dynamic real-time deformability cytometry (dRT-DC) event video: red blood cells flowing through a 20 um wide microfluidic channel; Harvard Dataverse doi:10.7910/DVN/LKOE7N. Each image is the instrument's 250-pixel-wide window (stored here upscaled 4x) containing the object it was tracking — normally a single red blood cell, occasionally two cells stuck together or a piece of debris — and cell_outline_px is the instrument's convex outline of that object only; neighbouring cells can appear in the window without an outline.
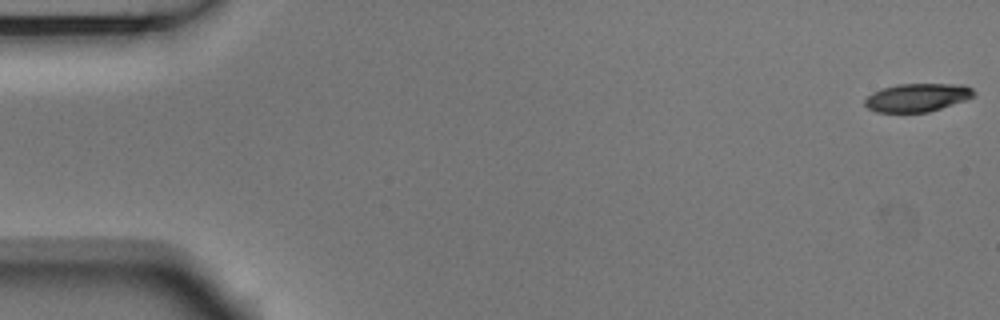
{"species": "Egyptian fruit bat (a non-hibernating species)", "species_latin": "Rousettus aegyptiacus", "temperature_condition": "room temperature", "stored_images_in_passage": 54, "camera_frame_rate_fps": 3000, "um_per_image_px": 0.085, "animal": {"sex": "male"}, "frame": {"image": 1, "passage_image": 1, "time_ms": 0.0, "image_size_px": [1000, 320], "cell_outline_px": [[976, 96], [928, 112], [876, 112], [868, 108], [864, 104], [864, 100], [872, 92], [884, 88], [900, 84], [964, 84], [972, 88], [976, 92]], "centroid_in_image_um": [77.98, 8.28], "position_along_channel_um": 7.0, "area_um2": 17.86}}
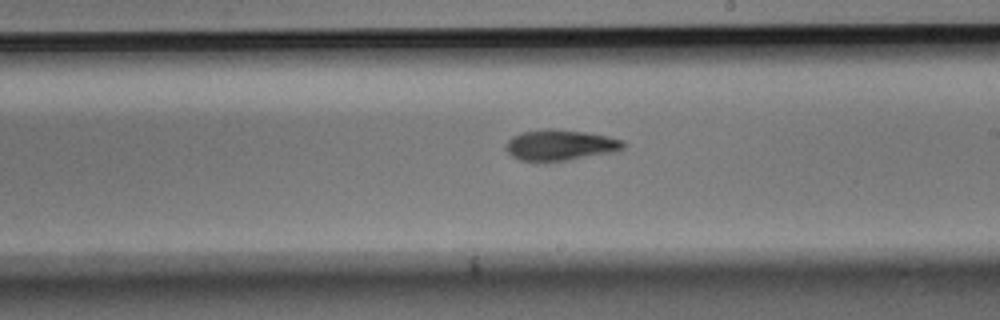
{"frame": {"image": 2, "passage_image": 31, "time_ms": 10.0, "image_size_px": [1000, 320], "cell_outline_px": [[628, 144], [624, 148], [612, 152], [568, 160], [536, 164], [520, 160], [512, 156], [508, 152], [508, 140], [512, 136], [524, 132], [548, 128], [552, 128], [584, 132], [608, 136], [624, 140]], "centroid_in_image_um": [47.63, 12.36], "position_along_channel_um": 241.4, "area_um2": 21.39}}
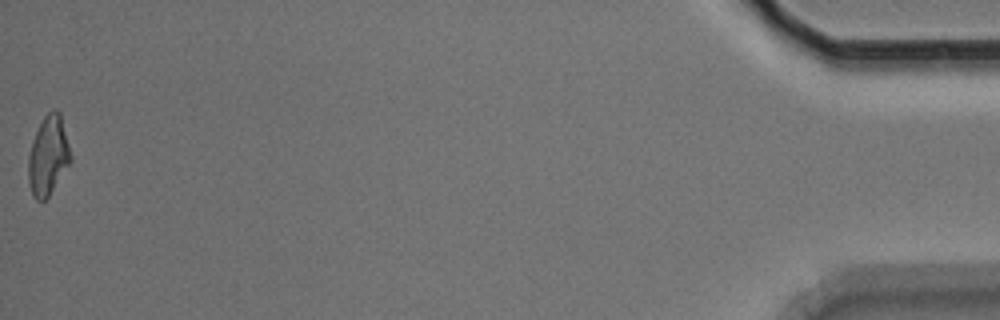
{"frame": {"image": 3, "passage_image": 54, "time_ms": 17.667, "image_size_px": [1000, 320], "cell_outline_px": [[72, 160], [48, 196], [44, 200], [36, 200], [32, 196], [28, 180], [28, 156], [32, 140], [44, 116], [48, 112], [56, 108], [60, 112], [72, 156]], "centroid_in_image_um": [4.09, 13.22], "position_along_channel_um": 431.1, "area_um2": 19.48}, "authors_computed_cell_mechanics": {"area_um2": 19.9988, "velocity_mm_per_s": 3.7462, "shape_relaxation_time_tau1_ms": 4.1836, "shape_relaxation_time_tau2_ms": 3.6386, "deformation_change_tau1": 0.1662, "deformation_change_tau2": 0.106}}